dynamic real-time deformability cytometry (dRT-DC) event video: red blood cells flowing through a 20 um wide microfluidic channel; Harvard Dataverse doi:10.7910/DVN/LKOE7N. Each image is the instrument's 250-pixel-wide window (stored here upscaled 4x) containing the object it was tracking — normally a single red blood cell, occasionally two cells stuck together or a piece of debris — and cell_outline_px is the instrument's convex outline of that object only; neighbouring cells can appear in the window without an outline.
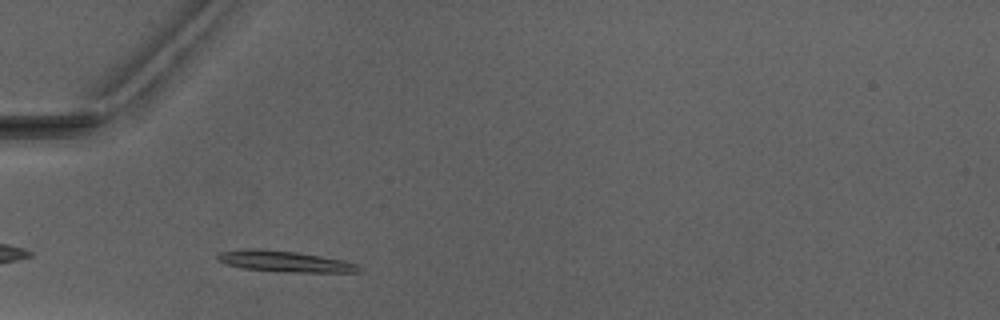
{"species": "Egyptian fruit bat (a non-hibernating species)", "species_latin": "Rousettus aegyptiacus", "temperature_condition": "warm", "stored_images_in_passage": 4, "camera_frame_rate_fps": 3000, "um_per_image_px": 0.085, "animal": {"sex": "male"}, "frame": {"image": 1, "passage_image": 2, "time_ms": 1.0, "image_size_px": [1000, 320], "cell_outline_px": [[360, 272], [288, 272], [244, 268], [224, 264], [216, 260], [216, 256], [220, 252], [240, 248], [260, 248], [296, 252], [344, 260], [356, 264]], "centroid_in_image_um": [24.1, 22.2], "position_along_channel_um": 60.9, "area_um2": 17.34}}
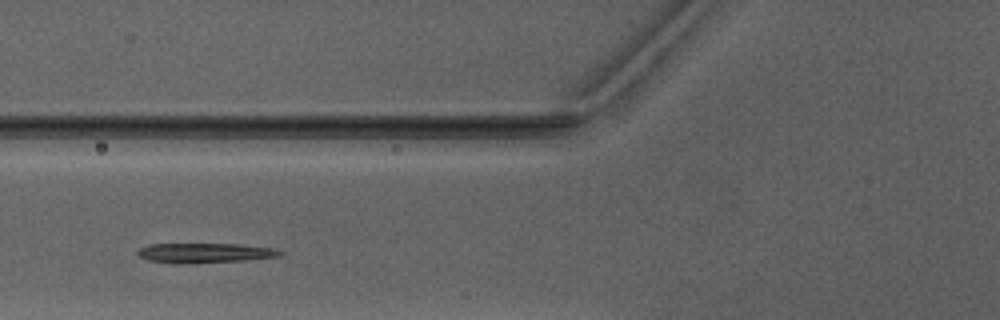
{"frame": {"image": 2, "passage_image": 3, "time_ms": 2.333, "image_size_px": [1000, 320], "cell_outline_px": [[284, 252], [280, 256], [248, 260], [180, 264], [172, 264], [148, 260], [136, 256], [136, 252], [140, 248], [148, 244], [240, 244], [276, 248]], "centroid_in_image_um": [17.39, 21.5], "position_along_channel_um": 108.4, "area_um2": 16.7}}
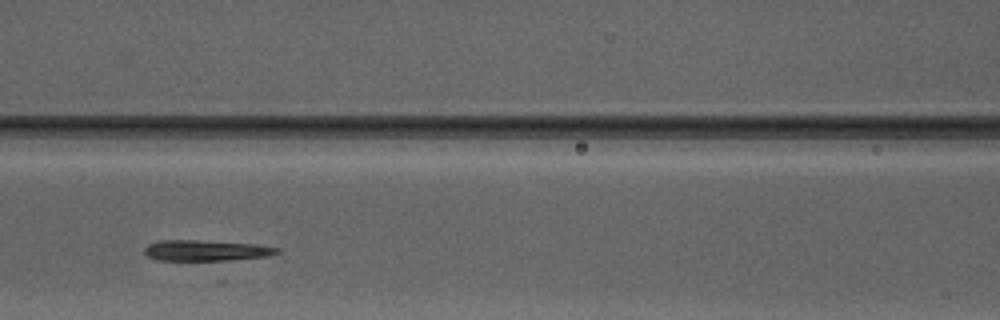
{"frame": {"image": 3, "passage_image": 4, "time_ms": 3.333, "image_size_px": [1000, 320], "cell_outline_px": [[280, 252], [268, 256], [228, 260], [156, 260], [148, 256], [144, 252], [144, 248], [148, 244], [160, 240], [200, 240], [256, 244], [280, 248]], "centroid_in_image_um": [17.51, 21.28], "position_along_channel_um": 149.1, "area_um2": 16.07}}